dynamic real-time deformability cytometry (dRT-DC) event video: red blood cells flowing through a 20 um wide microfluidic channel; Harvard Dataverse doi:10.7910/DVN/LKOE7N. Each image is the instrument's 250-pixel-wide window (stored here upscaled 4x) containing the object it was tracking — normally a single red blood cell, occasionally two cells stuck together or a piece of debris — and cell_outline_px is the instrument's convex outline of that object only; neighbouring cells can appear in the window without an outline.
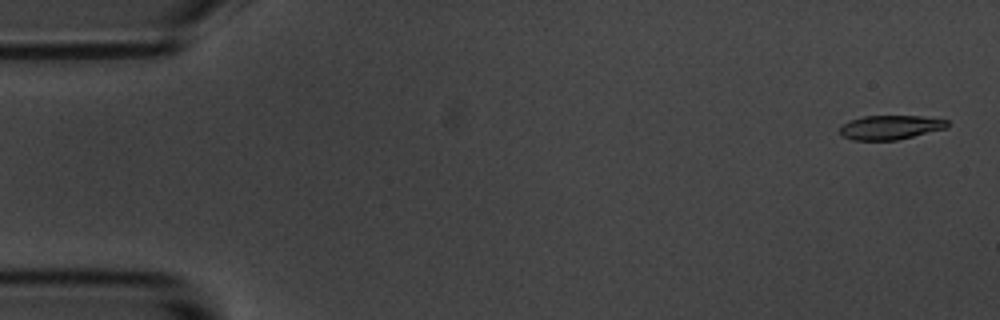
{"species": "common noctule bat (a hibernating species)", "species_latin": "Nyctalus noctula", "temperature_condition": "room temperature", "stored_images_in_passage": 5, "camera_frame_rate_fps": 3000, "um_per_image_px": 0.085, "animal": {"sex": "male", "body_mass_g": 20.1, "forearm_length_mm": 53.5}, "frame": {"image": 1, "passage_image": 1, "time_ms": 0.0, "image_size_px": [1000, 320], "cell_outline_px": [[948, 124], [944, 128], [896, 140], [852, 140], [840, 136], [840, 124], [864, 116], [924, 116], [948, 120]], "centroid_in_image_um": [75.61, 10.82], "position_along_channel_um": 9.4, "area_um2": 15.03}}